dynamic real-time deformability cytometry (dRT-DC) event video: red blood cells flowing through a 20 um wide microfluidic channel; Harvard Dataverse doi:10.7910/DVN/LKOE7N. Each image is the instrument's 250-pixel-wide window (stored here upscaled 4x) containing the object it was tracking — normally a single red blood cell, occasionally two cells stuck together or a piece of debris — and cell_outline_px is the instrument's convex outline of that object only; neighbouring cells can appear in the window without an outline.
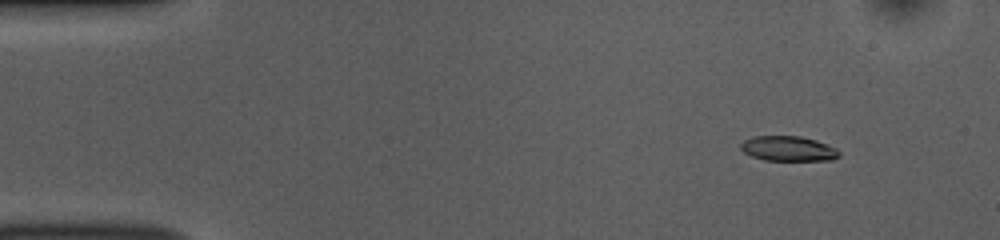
{"species": "common noctule bat (a hibernating species)", "species_latin": "Nyctalus noctula", "temperature_condition": "room temperature", "stored_images_in_passage": 52, "camera_frame_rate_fps": 3000, "um_per_image_px": 0.085, "animal": {"sex": "female", "body_mass_g": 10.0, "forearm_length_mm": 53.1}, "frame": {"image": 1, "passage_image": 6, "time_ms": 1.667, "image_size_px": [1000, 240], "cell_outline_px": [[840, 156], [832, 160], [764, 160], [752, 156], [744, 152], [740, 148], [740, 144], [744, 140], [752, 136], [800, 136], [816, 140], [836, 148], [840, 152]], "centroid_in_image_um": [67.0, 12.63], "position_along_channel_um": 18.0, "area_um2": 14.33}}
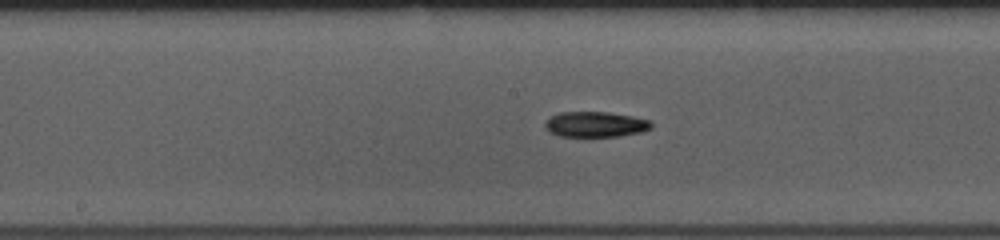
{"frame": {"image": 2, "passage_image": 27, "time_ms": 8.667, "image_size_px": [1000, 240], "cell_outline_px": [[652, 128], [644, 132], [620, 136], [560, 136], [548, 132], [544, 128], [544, 124], [552, 116], [560, 112], [608, 112], [632, 116], [652, 120]], "centroid_in_image_um": [50.65, 10.57], "position_along_channel_um": 197.5, "area_um2": 15.9}}
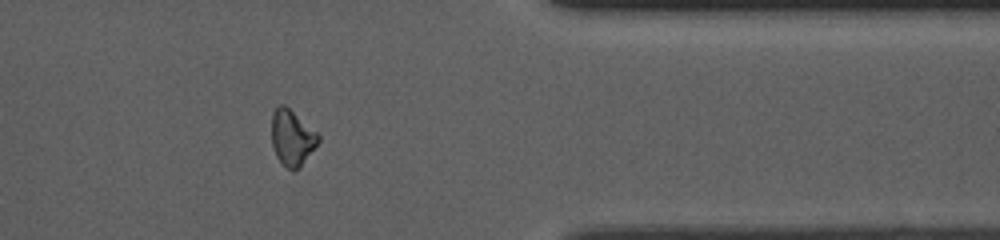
{"frame": {"image": 3, "passage_image": 43, "time_ms": 14.0, "image_size_px": [1000, 240], "cell_outline_px": [[320, 140], [300, 168], [292, 172], [276, 156], [272, 144], [272, 112], [280, 104], [284, 104], [316, 132], [320, 136]], "centroid_in_image_um": [24.82, 11.72], "position_along_channel_um": 386.6, "area_um2": 14.97}, "authors_computed_cell_mechanics": {"area_um2": 15.4326, "velocity_mm_per_s": 3.846, "shape_relaxation_time_tau1_ms": 3.5596, "shape_relaxation_time_tau2_ms": null, "deformation_change_tau1": 0.1523, "deformation_change_tau2": null}}